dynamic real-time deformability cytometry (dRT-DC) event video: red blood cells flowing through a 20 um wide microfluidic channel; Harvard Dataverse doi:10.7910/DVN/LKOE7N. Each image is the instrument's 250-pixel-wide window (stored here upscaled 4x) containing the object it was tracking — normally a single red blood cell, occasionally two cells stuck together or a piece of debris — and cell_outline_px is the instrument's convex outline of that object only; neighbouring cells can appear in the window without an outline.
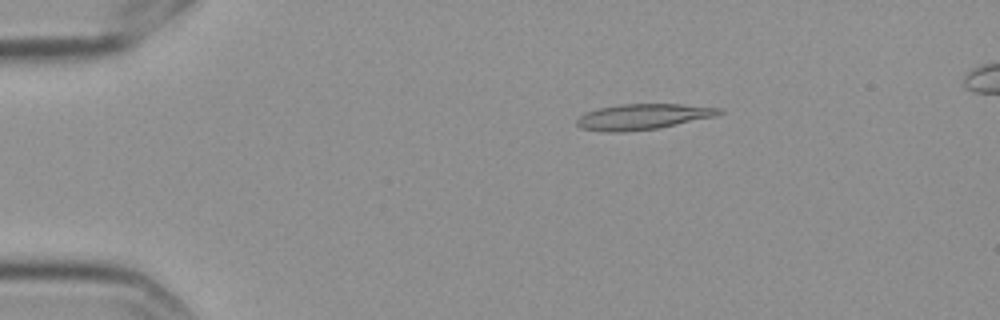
{"species": "Egyptian fruit bat (a non-hibernating species)", "species_latin": "Rousettus aegyptiacus", "temperature_condition": "cold", "stored_images_in_passage": 4, "camera_frame_rate_fps": 3000, "um_per_image_px": 0.085, "frame": {"image": 1, "passage_image": 1, "time_ms": 0.0, "image_size_px": [1000, 320], "cell_outline_px": [[724, 112], [716, 116], [656, 128], [620, 132], [608, 132], [580, 128], [576, 124], [576, 120], [584, 112], [600, 108], [620, 104], [680, 104], [720, 108]], "centroid_in_image_um": [54.61, 9.91], "position_along_channel_um": 30.4, "area_um2": 21.04}}